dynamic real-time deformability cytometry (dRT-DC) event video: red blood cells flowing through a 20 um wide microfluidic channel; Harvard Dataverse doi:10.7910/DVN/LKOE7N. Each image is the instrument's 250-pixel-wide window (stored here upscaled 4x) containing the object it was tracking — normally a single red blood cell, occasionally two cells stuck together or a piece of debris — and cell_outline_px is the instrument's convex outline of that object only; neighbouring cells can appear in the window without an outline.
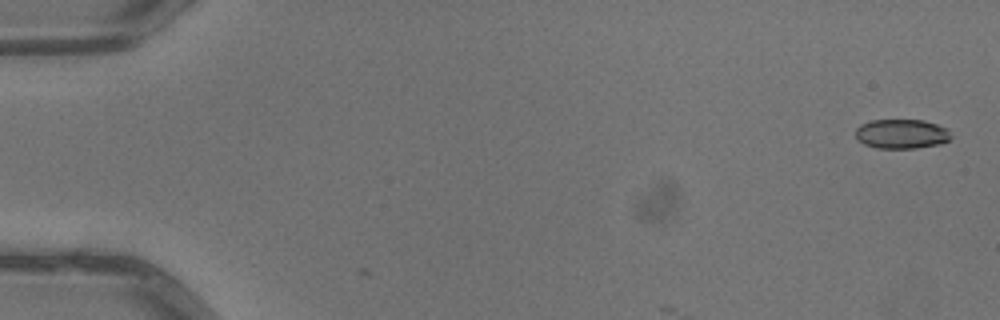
{"species": "common noctule bat (a hibernating species)", "species_latin": "Nyctalus noctula", "temperature_condition": "warm", "stored_images_in_passage": 4, "camera_frame_rate_fps": 3000, "um_per_image_px": 0.085, "animal": {"sex": "male", "body_mass_g": 13.3}, "frame": {"image": 1, "passage_image": 1, "time_ms": 0.0, "image_size_px": [1000, 320], "cell_outline_px": [[952, 136], [948, 140], [940, 144], [916, 148], [876, 148], [864, 144], [856, 140], [856, 128], [860, 124], [872, 120], [924, 120], [948, 128]], "centroid_in_image_um": [76.63, 11.38], "position_along_channel_um": 8.4, "area_um2": 16.53}}
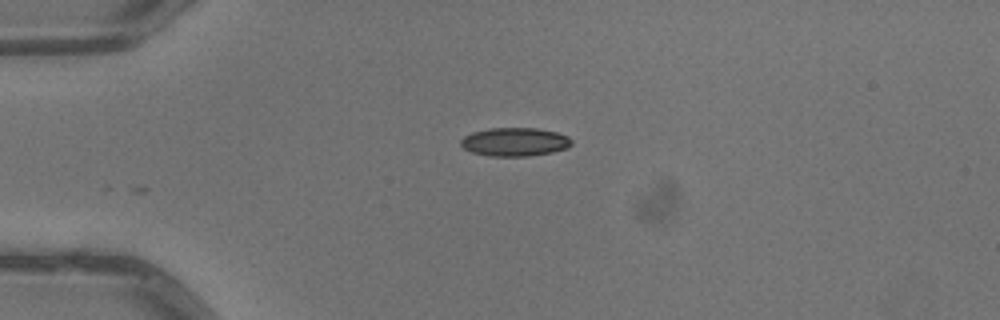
{"frame": {"image": 2, "passage_image": 3, "time_ms": 0.667, "image_size_px": [1000, 320], "cell_outline_px": [[572, 144], [568, 148], [552, 152], [528, 156], [488, 156], [472, 152], [464, 148], [460, 144], [460, 140], [464, 136], [472, 132], [488, 128], [536, 128], [556, 132], [568, 136], [572, 140]], "centroid_in_image_um": [43.75, 12.06], "position_along_channel_um": 41.2, "area_um2": 18.5}}